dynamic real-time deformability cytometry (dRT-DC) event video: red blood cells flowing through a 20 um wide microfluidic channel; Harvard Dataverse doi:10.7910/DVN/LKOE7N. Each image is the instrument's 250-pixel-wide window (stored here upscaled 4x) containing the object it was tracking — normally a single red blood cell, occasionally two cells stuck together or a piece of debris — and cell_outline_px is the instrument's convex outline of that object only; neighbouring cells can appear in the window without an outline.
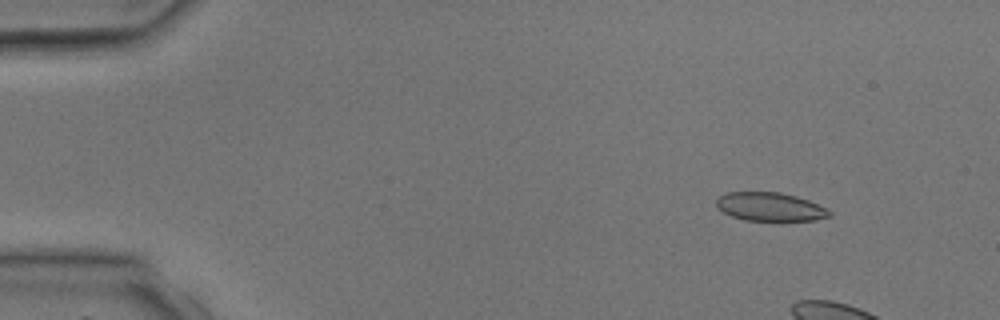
{"species": "common noctule bat (a hibernating species)", "species_latin": "Nyctalus noctula", "temperature_condition": "room temperature", "stored_images_in_passage": 4, "camera_frame_rate_fps": 3000, "um_per_image_px": 0.085, "animal": {"sex": "male", "body_mass_g": 17.9, "forearm_length_mm": 54.2}, "frame": {"image": 1, "passage_image": 2, "time_ms": 1.333, "image_size_px": [1000, 320], "cell_outline_px": [[832, 216], [816, 220], [744, 220], [732, 216], [716, 208], [716, 200], [720, 196], [728, 192], [780, 192], [796, 196], [808, 200], [832, 212]], "centroid_in_image_um": [65.44, 17.57], "position_along_channel_um": 19.6, "area_um2": 18.67}}
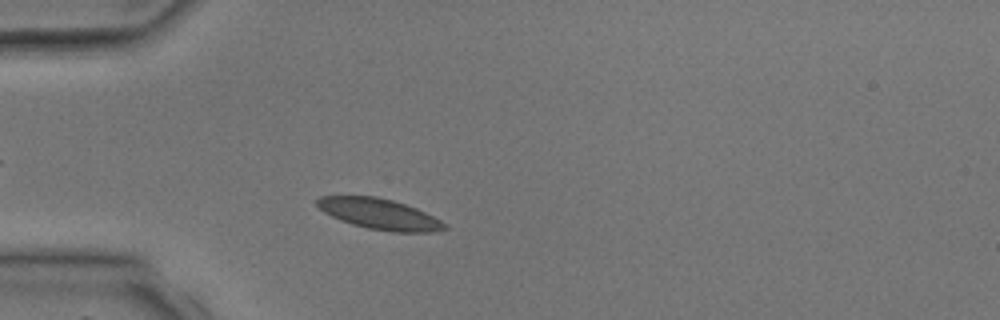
{"frame": {"image": 2, "passage_image": 4, "time_ms": 4.667, "image_size_px": [1000, 320], "cell_outline_px": [[448, 228], [436, 232], [392, 232], [368, 228], [352, 224], [340, 220], [324, 212], [316, 204], [316, 200], [320, 196], [376, 196], [392, 200], [416, 208], [448, 224]], "centroid_in_image_um": [32.27, 18.2], "position_along_channel_um": 52.7, "area_um2": 22.72}}